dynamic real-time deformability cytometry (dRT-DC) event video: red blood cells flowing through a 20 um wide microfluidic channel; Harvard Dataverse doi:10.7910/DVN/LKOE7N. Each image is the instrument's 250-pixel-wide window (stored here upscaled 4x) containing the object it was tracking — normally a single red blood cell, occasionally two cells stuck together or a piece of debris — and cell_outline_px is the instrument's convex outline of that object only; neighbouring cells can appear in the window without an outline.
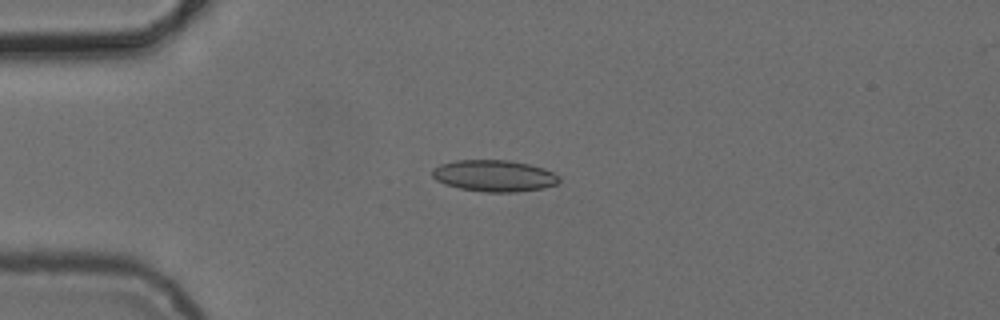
{"species": "common noctule bat (a hibernating species)", "species_latin": "Nyctalus noctula", "temperature_condition": "cold", "stored_images_in_passage": 3, "camera_frame_rate_fps": 3000, "um_per_image_px": 0.085, "animal": {"sex": "female", "body_mass_g": 24.6, "forearm_length_mm": 56.2}, "frame": {"image": 1, "passage_image": 1, "time_ms": 0.0, "image_size_px": [1000, 320], "cell_outline_px": [[560, 180], [556, 184], [544, 188], [516, 192], [484, 192], [460, 188], [444, 184], [436, 180], [432, 176], [432, 168], [440, 164], [456, 160], [508, 160], [528, 164], [544, 168], [560, 176]], "centroid_in_image_um": [41.99, 14.94], "position_along_channel_um": 43.0, "area_um2": 23.41}}
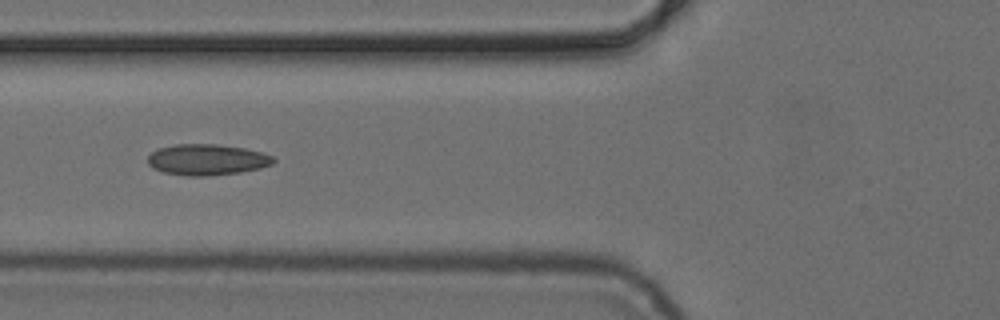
{"frame": {"image": 2, "passage_image": 3, "time_ms": 2.333, "image_size_px": [1000, 320], "cell_outline_px": [[276, 160], [272, 164], [260, 168], [240, 172], [208, 176], [188, 176], [164, 172], [152, 168], [148, 164], [148, 156], [152, 152], [160, 148], [176, 144], [216, 144], [244, 148], [260, 152], [272, 156]], "centroid_in_image_um": [17.59, 13.57], "position_along_channel_um": 108.2, "area_um2": 22.6}}